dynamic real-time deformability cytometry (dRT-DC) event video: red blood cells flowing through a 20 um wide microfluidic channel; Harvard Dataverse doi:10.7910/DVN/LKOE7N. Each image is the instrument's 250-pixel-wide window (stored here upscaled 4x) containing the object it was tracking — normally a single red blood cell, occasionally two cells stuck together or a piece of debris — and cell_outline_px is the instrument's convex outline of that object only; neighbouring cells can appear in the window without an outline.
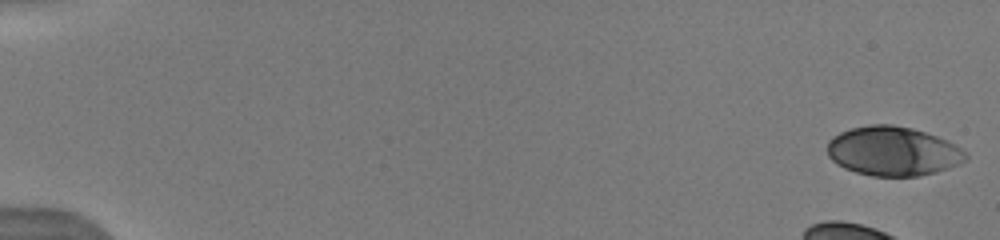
{"species": "human", "species_latin": "Homo sapiens", "temperature_condition": "warm", "stored_images_in_passage": 17, "camera_frame_rate_fps": 3000, "um_per_image_px": 0.085, "donor": {"sex": "male"}, "frame": {"image": 1, "passage_image": 1, "time_ms": 0.0, "image_size_px": [1000, 240], "cell_outline_px": [[968, 160], [948, 168], [936, 172], [920, 176], [872, 176], [856, 172], [844, 168], [836, 164], [828, 156], [828, 140], [832, 136], [840, 132], [852, 128], [872, 124], [892, 124], [912, 128], [936, 136], [960, 148], [968, 156]], "centroid_in_image_um": [75.87, 12.86], "position_along_channel_um": 9.1, "area_um2": 39.65}}